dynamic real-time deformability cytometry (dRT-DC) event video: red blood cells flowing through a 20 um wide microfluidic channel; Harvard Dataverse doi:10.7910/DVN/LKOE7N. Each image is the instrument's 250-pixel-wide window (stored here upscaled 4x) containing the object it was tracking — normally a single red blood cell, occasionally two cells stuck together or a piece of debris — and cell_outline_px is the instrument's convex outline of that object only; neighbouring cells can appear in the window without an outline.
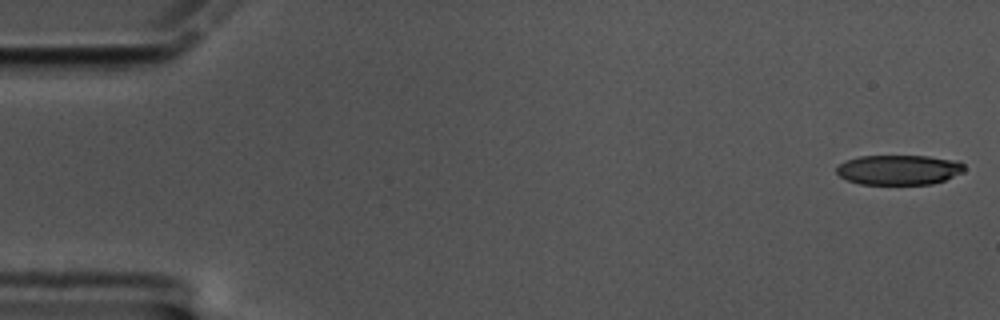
{"species": "common noctule bat (a hibernating species)", "species_latin": "Nyctalus noctula", "temperature_condition": "cold", "stored_images_in_passage": 59, "camera_frame_rate_fps": 3000, "um_per_image_px": 0.085, "animal": {"sex": "male", "body_mass_g": 17.5, "forearm_length_mm": 52.3}, "frame": {"image": 1, "passage_image": 1, "time_ms": 0.0, "image_size_px": [1000, 320], "cell_outline_px": [[964, 172], [944, 180], [932, 184], [860, 184], [848, 180], [840, 176], [836, 172], [836, 168], [844, 160], [860, 156], [928, 156], [960, 160], [964, 164]], "centroid_in_image_um": [76.43, 14.42], "position_along_channel_um": 8.6, "area_um2": 22.43}}
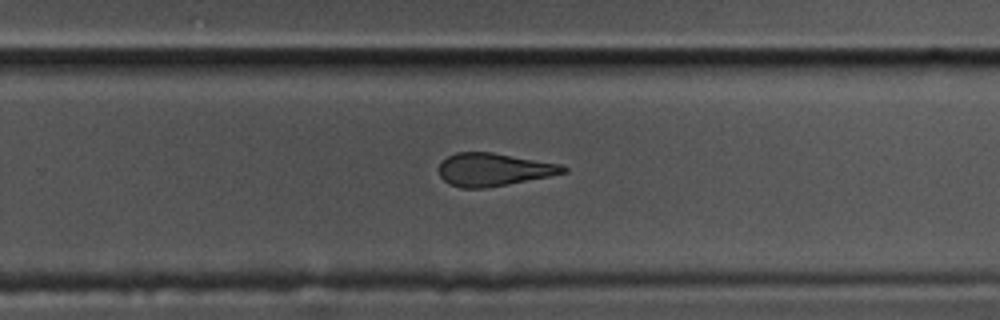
{"frame": {"image": 2, "passage_image": 38, "time_ms": 12.333, "image_size_px": [1000, 320], "cell_outline_px": [[568, 172], [548, 176], [484, 188], [460, 188], [448, 184], [440, 176], [440, 164], [448, 156], [456, 152], [492, 152], [560, 164], [568, 168]], "centroid_in_image_um": [41.94, 14.41], "position_along_channel_um": 287.9, "area_um2": 23.52}}
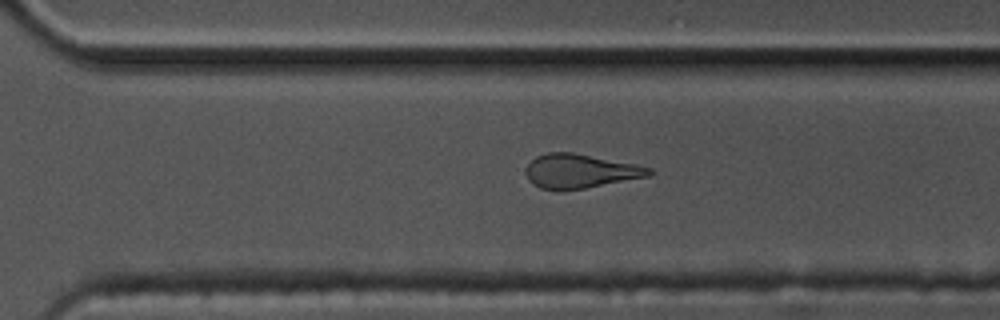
{"frame": {"image": 3, "passage_image": 41, "time_ms": 13.333, "image_size_px": [1000, 320], "cell_outline_px": [[652, 172], [648, 176], [584, 188], [540, 188], [532, 184], [528, 180], [524, 172], [528, 164], [536, 156], [548, 152], [572, 152], [636, 164], [652, 168]], "centroid_in_image_um": [49.28, 14.52], "position_along_channel_um": 321.3, "area_um2": 23.99}, "authors_computed_cell_mechanics": {"area_um2": 25.2586, "velocity_mm_per_s": 3.3511, "shape_relaxation_time_tau1_ms": 9.7247, "shape_relaxation_time_tau2_ms": 3.7202, "deformation_change_tau1": 0.2062, "deformation_change_tau2": 0.1375}}